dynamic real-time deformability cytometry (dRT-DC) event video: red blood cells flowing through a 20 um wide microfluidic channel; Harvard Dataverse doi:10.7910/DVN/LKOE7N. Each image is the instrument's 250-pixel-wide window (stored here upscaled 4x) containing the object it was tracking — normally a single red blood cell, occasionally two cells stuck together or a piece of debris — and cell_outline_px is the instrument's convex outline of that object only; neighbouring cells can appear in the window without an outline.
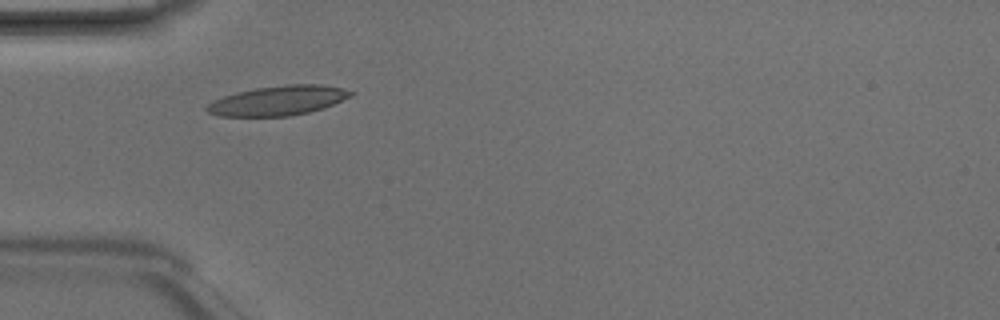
{"species": "Egyptian fruit bat (a non-hibernating species)", "species_latin": "Rousettus aegyptiacus", "temperature_condition": "room temperature", "stored_images_in_passage": 3, "camera_frame_rate_fps": 3000, "um_per_image_px": 0.085, "animal": {"sex": "male"}, "frame": {"image": 1, "passage_image": 2, "time_ms": 0.333, "image_size_px": [1000, 320], "cell_outline_px": [[356, 92], [352, 96], [324, 108], [308, 112], [288, 116], [220, 116], [208, 112], [204, 108], [208, 104], [224, 96], [236, 92], [256, 88], [288, 84], [324, 84], [344, 88]], "centroid_in_image_um": [23.7, 8.54], "position_along_channel_um": 61.3, "area_um2": 24.85}}